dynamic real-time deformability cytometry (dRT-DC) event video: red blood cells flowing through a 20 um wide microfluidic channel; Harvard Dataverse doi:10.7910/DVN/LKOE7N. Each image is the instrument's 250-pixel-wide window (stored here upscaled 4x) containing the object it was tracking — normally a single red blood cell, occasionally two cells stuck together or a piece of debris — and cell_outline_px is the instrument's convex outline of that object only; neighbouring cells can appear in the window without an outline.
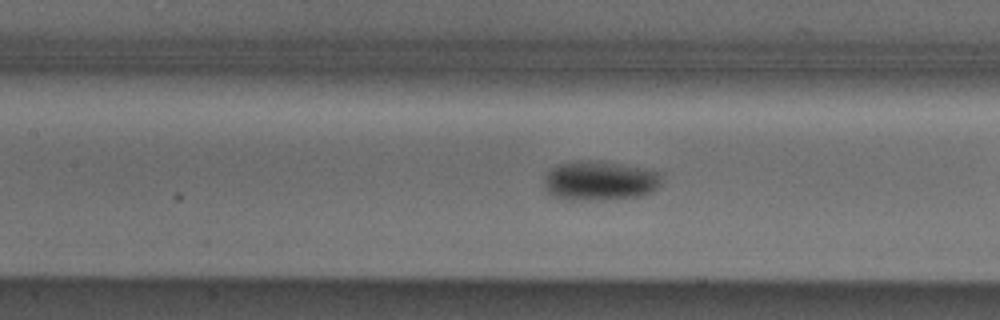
{"species": "Egyptian fruit bat (a non-hibernating species)", "species_latin": "Rousettus aegyptiacus", "temperature_condition": "cold", "stored_images_in_passage": 34, "camera_frame_rate_fps": 3000, "um_per_image_px": 0.085, "animal": {"sex": "male"}, "frame": {"image": 1, "passage_image": 15, "time_ms": 4.667, "image_size_px": [1000, 320], "cell_outline_px": [[660, 184], [656, 188], [648, 192], [636, 196], [588, 200], [576, 200], [552, 196], [548, 192], [544, 184], [544, 176], [552, 168], [560, 164], [616, 164], [644, 168], [660, 172]], "centroid_in_image_um": [50.97, 15.41], "position_along_channel_um": 156.4, "area_um2": 25.43}}
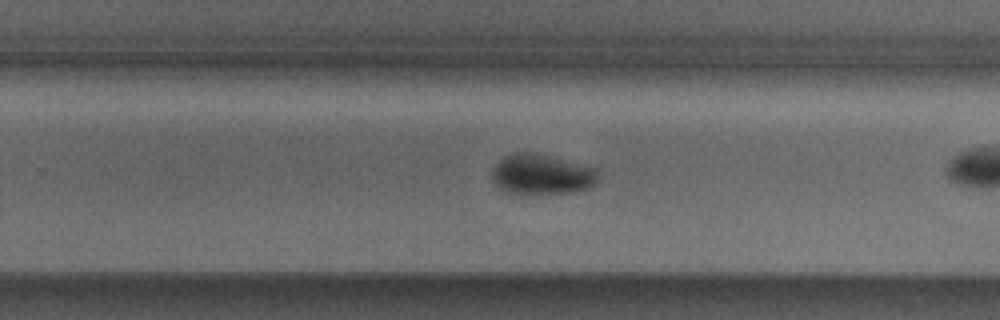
{"frame": {"image": 2, "passage_image": 25, "time_ms": 8.0, "image_size_px": [1000, 320], "cell_outline_px": [[600, 172], [596, 180], [588, 188], [572, 192], [508, 192], [500, 188], [496, 184], [492, 176], [492, 172], [496, 164], [504, 156], [516, 152], [528, 152], [548, 156], [596, 168]], "centroid_in_image_um": [46.05, 14.8], "position_along_channel_um": 283.8, "area_um2": 24.04}}